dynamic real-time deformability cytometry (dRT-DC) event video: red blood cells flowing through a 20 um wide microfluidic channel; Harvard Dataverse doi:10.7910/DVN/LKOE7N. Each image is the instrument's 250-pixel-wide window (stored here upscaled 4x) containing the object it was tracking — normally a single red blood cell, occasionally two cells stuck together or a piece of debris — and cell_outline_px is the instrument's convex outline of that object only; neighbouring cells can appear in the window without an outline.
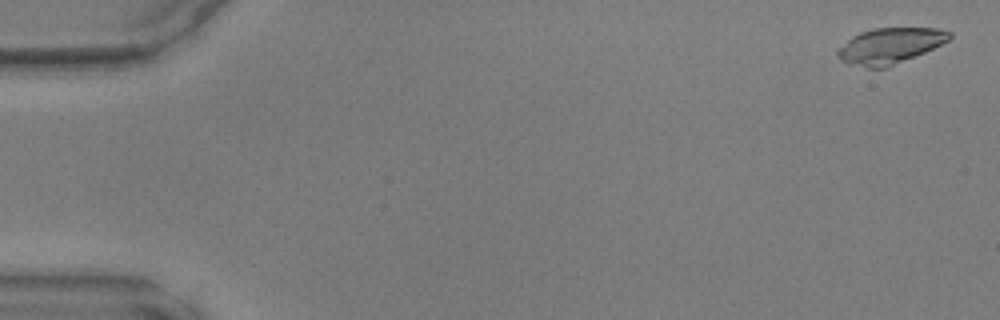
{"species": "common noctule bat (a hibernating species)", "species_latin": "Nyctalus noctula", "temperature_condition": "warm", "stored_images_in_passage": 39, "camera_frame_rate_fps": 3000, "um_per_image_px": 0.085, "animal": {"sex": "male", "body_mass_g": 17.9, "forearm_length_mm": 54.2}, "frame": {"image": 1, "passage_image": 2, "time_ms": 0.333, "image_size_px": [1000, 320], "cell_outline_px": [[952, 36], [948, 40], [924, 52], [888, 68], [868, 68], [848, 64], [840, 60], [836, 56], [836, 48], [852, 36], [860, 32], [872, 28], [936, 28], [952, 32]], "centroid_in_image_um": [75.57, 3.9], "position_along_channel_um": 9.4, "area_um2": 23.47}}
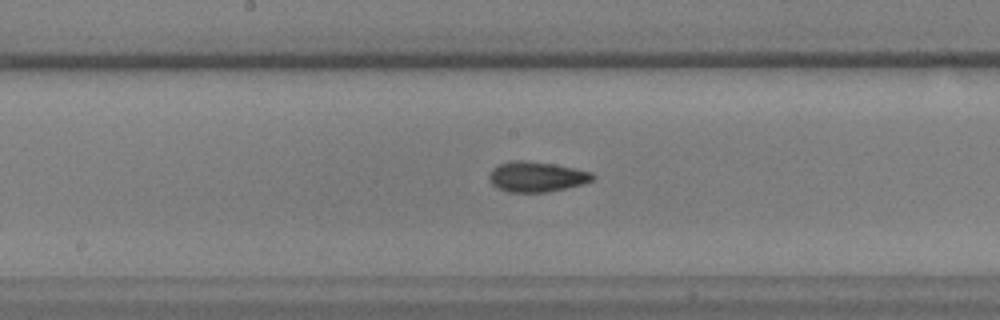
{"frame": {"image": 2, "passage_image": 16, "time_ms": 5.0, "image_size_px": [1000, 320], "cell_outline_px": [[596, 176], [592, 180], [584, 184], [548, 192], [508, 192], [496, 188], [488, 180], [488, 176], [492, 168], [508, 160], [524, 160], [552, 164], [592, 172]], "centroid_in_image_um": [45.57, 15.03], "position_along_channel_um": 202.6, "area_um2": 18.38}}
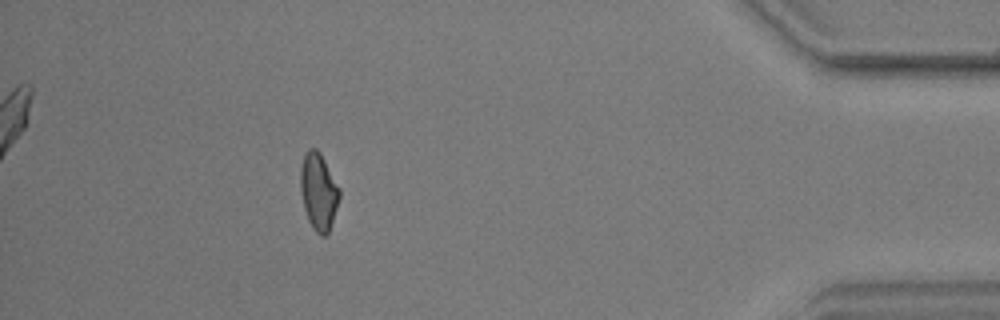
{"frame": {"image": 3, "passage_image": 34, "time_ms": 11.0, "image_size_px": [1000, 320], "cell_outline_px": [[340, 196], [328, 232], [324, 236], [320, 236], [312, 228], [308, 220], [304, 208], [300, 192], [300, 168], [304, 156], [308, 148], [316, 148], [320, 152], [340, 188]], "centroid_in_image_um": [27.06, 16.26], "position_along_channel_um": 408.1, "area_um2": 17.46}}